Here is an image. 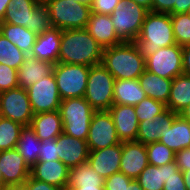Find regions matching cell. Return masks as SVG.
Listing matches in <instances>:
<instances>
[{
    "label": "cell",
    "instance_id": "obj_1",
    "mask_svg": "<svg viewBox=\"0 0 190 190\" xmlns=\"http://www.w3.org/2000/svg\"><path fill=\"white\" fill-rule=\"evenodd\" d=\"M103 50L85 29L61 30L58 62L91 67L102 63Z\"/></svg>",
    "mask_w": 190,
    "mask_h": 190
},
{
    "label": "cell",
    "instance_id": "obj_2",
    "mask_svg": "<svg viewBox=\"0 0 190 190\" xmlns=\"http://www.w3.org/2000/svg\"><path fill=\"white\" fill-rule=\"evenodd\" d=\"M102 64L115 80L138 79L146 70L145 57L134 42H123L105 48Z\"/></svg>",
    "mask_w": 190,
    "mask_h": 190
},
{
    "label": "cell",
    "instance_id": "obj_3",
    "mask_svg": "<svg viewBox=\"0 0 190 190\" xmlns=\"http://www.w3.org/2000/svg\"><path fill=\"white\" fill-rule=\"evenodd\" d=\"M134 43L144 57L156 52L159 48L176 44L171 15L149 11L144 19L139 36Z\"/></svg>",
    "mask_w": 190,
    "mask_h": 190
},
{
    "label": "cell",
    "instance_id": "obj_4",
    "mask_svg": "<svg viewBox=\"0 0 190 190\" xmlns=\"http://www.w3.org/2000/svg\"><path fill=\"white\" fill-rule=\"evenodd\" d=\"M2 23L23 26L36 35L52 27L46 5L35 0H11Z\"/></svg>",
    "mask_w": 190,
    "mask_h": 190
},
{
    "label": "cell",
    "instance_id": "obj_5",
    "mask_svg": "<svg viewBox=\"0 0 190 190\" xmlns=\"http://www.w3.org/2000/svg\"><path fill=\"white\" fill-rule=\"evenodd\" d=\"M94 110L84 97L61 100L59 112L63 123V133L87 140Z\"/></svg>",
    "mask_w": 190,
    "mask_h": 190
},
{
    "label": "cell",
    "instance_id": "obj_6",
    "mask_svg": "<svg viewBox=\"0 0 190 190\" xmlns=\"http://www.w3.org/2000/svg\"><path fill=\"white\" fill-rule=\"evenodd\" d=\"M115 79L113 75L100 63L90 67L87 88L84 98L96 110H109L114 104Z\"/></svg>",
    "mask_w": 190,
    "mask_h": 190
},
{
    "label": "cell",
    "instance_id": "obj_7",
    "mask_svg": "<svg viewBox=\"0 0 190 190\" xmlns=\"http://www.w3.org/2000/svg\"><path fill=\"white\" fill-rule=\"evenodd\" d=\"M149 11L133 0H121L110 17L118 37L123 42H134L139 36Z\"/></svg>",
    "mask_w": 190,
    "mask_h": 190
},
{
    "label": "cell",
    "instance_id": "obj_8",
    "mask_svg": "<svg viewBox=\"0 0 190 190\" xmlns=\"http://www.w3.org/2000/svg\"><path fill=\"white\" fill-rule=\"evenodd\" d=\"M49 11L52 27L59 30L85 29L91 14V7L68 0H47L44 3Z\"/></svg>",
    "mask_w": 190,
    "mask_h": 190
},
{
    "label": "cell",
    "instance_id": "obj_9",
    "mask_svg": "<svg viewBox=\"0 0 190 190\" xmlns=\"http://www.w3.org/2000/svg\"><path fill=\"white\" fill-rule=\"evenodd\" d=\"M90 66L56 63L53 74L61 100L84 97Z\"/></svg>",
    "mask_w": 190,
    "mask_h": 190
},
{
    "label": "cell",
    "instance_id": "obj_10",
    "mask_svg": "<svg viewBox=\"0 0 190 190\" xmlns=\"http://www.w3.org/2000/svg\"><path fill=\"white\" fill-rule=\"evenodd\" d=\"M0 114L22 126H30L34 113L27 91L18 86L0 92Z\"/></svg>",
    "mask_w": 190,
    "mask_h": 190
},
{
    "label": "cell",
    "instance_id": "obj_11",
    "mask_svg": "<svg viewBox=\"0 0 190 190\" xmlns=\"http://www.w3.org/2000/svg\"><path fill=\"white\" fill-rule=\"evenodd\" d=\"M146 70L167 79L183 74L182 46L174 44L159 48L145 57Z\"/></svg>",
    "mask_w": 190,
    "mask_h": 190
},
{
    "label": "cell",
    "instance_id": "obj_12",
    "mask_svg": "<svg viewBox=\"0 0 190 190\" xmlns=\"http://www.w3.org/2000/svg\"><path fill=\"white\" fill-rule=\"evenodd\" d=\"M89 151H96L121 143L108 110L95 111L86 140Z\"/></svg>",
    "mask_w": 190,
    "mask_h": 190
},
{
    "label": "cell",
    "instance_id": "obj_13",
    "mask_svg": "<svg viewBox=\"0 0 190 190\" xmlns=\"http://www.w3.org/2000/svg\"><path fill=\"white\" fill-rule=\"evenodd\" d=\"M26 91L34 114L59 110L61 97L53 73L32 84Z\"/></svg>",
    "mask_w": 190,
    "mask_h": 190
},
{
    "label": "cell",
    "instance_id": "obj_14",
    "mask_svg": "<svg viewBox=\"0 0 190 190\" xmlns=\"http://www.w3.org/2000/svg\"><path fill=\"white\" fill-rule=\"evenodd\" d=\"M0 168L4 186L24 184L30 176V167L16 149L0 151Z\"/></svg>",
    "mask_w": 190,
    "mask_h": 190
},
{
    "label": "cell",
    "instance_id": "obj_15",
    "mask_svg": "<svg viewBox=\"0 0 190 190\" xmlns=\"http://www.w3.org/2000/svg\"><path fill=\"white\" fill-rule=\"evenodd\" d=\"M148 164L145 144L138 141L122 142L120 172L136 179Z\"/></svg>",
    "mask_w": 190,
    "mask_h": 190
},
{
    "label": "cell",
    "instance_id": "obj_16",
    "mask_svg": "<svg viewBox=\"0 0 190 190\" xmlns=\"http://www.w3.org/2000/svg\"><path fill=\"white\" fill-rule=\"evenodd\" d=\"M58 145L59 159L69 168L72 169L80 164L87 162L89 148L86 140L78 139L61 133L56 138Z\"/></svg>",
    "mask_w": 190,
    "mask_h": 190
},
{
    "label": "cell",
    "instance_id": "obj_17",
    "mask_svg": "<svg viewBox=\"0 0 190 190\" xmlns=\"http://www.w3.org/2000/svg\"><path fill=\"white\" fill-rule=\"evenodd\" d=\"M122 142L96 151H89L88 164L104 179L120 172Z\"/></svg>",
    "mask_w": 190,
    "mask_h": 190
},
{
    "label": "cell",
    "instance_id": "obj_18",
    "mask_svg": "<svg viewBox=\"0 0 190 190\" xmlns=\"http://www.w3.org/2000/svg\"><path fill=\"white\" fill-rule=\"evenodd\" d=\"M108 111L120 141H136L139 122L134 106L113 104Z\"/></svg>",
    "mask_w": 190,
    "mask_h": 190
},
{
    "label": "cell",
    "instance_id": "obj_19",
    "mask_svg": "<svg viewBox=\"0 0 190 190\" xmlns=\"http://www.w3.org/2000/svg\"><path fill=\"white\" fill-rule=\"evenodd\" d=\"M30 176L66 190L69 182V168L61 160L37 161L30 168Z\"/></svg>",
    "mask_w": 190,
    "mask_h": 190
},
{
    "label": "cell",
    "instance_id": "obj_20",
    "mask_svg": "<svg viewBox=\"0 0 190 190\" xmlns=\"http://www.w3.org/2000/svg\"><path fill=\"white\" fill-rule=\"evenodd\" d=\"M85 30L104 49L123 43L114 29L110 15L91 12Z\"/></svg>",
    "mask_w": 190,
    "mask_h": 190
},
{
    "label": "cell",
    "instance_id": "obj_21",
    "mask_svg": "<svg viewBox=\"0 0 190 190\" xmlns=\"http://www.w3.org/2000/svg\"><path fill=\"white\" fill-rule=\"evenodd\" d=\"M178 114L166 108L158 114L152 121L143 120L138 125V135L136 141L145 145L153 142H158L161 136L173 124L175 117Z\"/></svg>",
    "mask_w": 190,
    "mask_h": 190
},
{
    "label": "cell",
    "instance_id": "obj_22",
    "mask_svg": "<svg viewBox=\"0 0 190 190\" xmlns=\"http://www.w3.org/2000/svg\"><path fill=\"white\" fill-rule=\"evenodd\" d=\"M60 45L61 30L56 27H51L42 34L37 35L30 56L55 65L58 63Z\"/></svg>",
    "mask_w": 190,
    "mask_h": 190
},
{
    "label": "cell",
    "instance_id": "obj_23",
    "mask_svg": "<svg viewBox=\"0 0 190 190\" xmlns=\"http://www.w3.org/2000/svg\"><path fill=\"white\" fill-rule=\"evenodd\" d=\"M54 64L38 60L30 55L25 57L23 64L17 70L19 87L27 90L32 84L53 73Z\"/></svg>",
    "mask_w": 190,
    "mask_h": 190
},
{
    "label": "cell",
    "instance_id": "obj_24",
    "mask_svg": "<svg viewBox=\"0 0 190 190\" xmlns=\"http://www.w3.org/2000/svg\"><path fill=\"white\" fill-rule=\"evenodd\" d=\"M30 127L41 141L56 139L63 133V123L59 110L34 114Z\"/></svg>",
    "mask_w": 190,
    "mask_h": 190
},
{
    "label": "cell",
    "instance_id": "obj_25",
    "mask_svg": "<svg viewBox=\"0 0 190 190\" xmlns=\"http://www.w3.org/2000/svg\"><path fill=\"white\" fill-rule=\"evenodd\" d=\"M179 171L175 161L159 167L148 164L136 181L143 190H163L164 182Z\"/></svg>",
    "mask_w": 190,
    "mask_h": 190
},
{
    "label": "cell",
    "instance_id": "obj_26",
    "mask_svg": "<svg viewBox=\"0 0 190 190\" xmlns=\"http://www.w3.org/2000/svg\"><path fill=\"white\" fill-rule=\"evenodd\" d=\"M160 143L165 144L175 153L190 147V122L179 114L175 117L173 124L160 137Z\"/></svg>",
    "mask_w": 190,
    "mask_h": 190
},
{
    "label": "cell",
    "instance_id": "obj_27",
    "mask_svg": "<svg viewBox=\"0 0 190 190\" xmlns=\"http://www.w3.org/2000/svg\"><path fill=\"white\" fill-rule=\"evenodd\" d=\"M142 90L147 97L163 102H168L172 79L159 77L158 75L145 70L138 78Z\"/></svg>",
    "mask_w": 190,
    "mask_h": 190
},
{
    "label": "cell",
    "instance_id": "obj_28",
    "mask_svg": "<svg viewBox=\"0 0 190 190\" xmlns=\"http://www.w3.org/2000/svg\"><path fill=\"white\" fill-rule=\"evenodd\" d=\"M146 97L138 79L115 80L114 104L135 106Z\"/></svg>",
    "mask_w": 190,
    "mask_h": 190
},
{
    "label": "cell",
    "instance_id": "obj_29",
    "mask_svg": "<svg viewBox=\"0 0 190 190\" xmlns=\"http://www.w3.org/2000/svg\"><path fill=\"white\" fill-rule=\"evenodd\" d=\"M190 104V75L181 74L172 79L166 108L179 114Z\"/></svg>",
    "mask_w": 190,
    "mask_h": 190
},
{
    "label": "cell",
    "instance_id": "obj_30",
    "mask_svg": "<svg viewBox=\"0 0 190 190\" xmlns=\"http://www.w3.org/2000/svg\"><path fill=\"white\" fill-rule=\"evenodd\" d=\"M0 33L27 56L31 54L37 37L33 31L19 25L0 23Z\"/></svg>",
    "mask_w": 190,
    "mask_h": 190
},
{
    "label": "cell",
    "instance_id": "obj_31",
    "mask_svg": "<svg viewBox=\"0 0 190 190\" xmlns=\"http://www.w3.org/2000/svg\"><path fill=\"white\" fill-rule=\"evenodd\" d=\"M41 142L30 126H24L21 129L19 141L15 149L30 168L38 161Z\"/></svg>",
    "mask_w": 190,
    "mask_h": 190
},
{
    "label": "cell",
    "instance_id": "obj_32",
    "mask_svg": "<svg viewBox=\"0 0 190 190\" xmlns=\"http://www.w3.org/2000/svg\"><path fill=\"white\" fill-rule=\"evenodd\" d=\"M79 186H104V178H102L88 162H85L69 169V182L67 187Z\"/></svg>",
    "mask_w": 190,
    "mask_h": 190
},
{
    "label": "cell",
    "instance_id": "obj_33",
    "mask_svg": "<svg viewBox=\"0 0 190 190\" xmlns=\"http://www.w3.org/2000/svg\"><path fill=\"white\" fill-rule=\"evenodd\" d=\"M23 127L10 119L0 118V151L16 148Z\"/></svg>",
    "mask_w": 190,
    "mask_h": 190
},
{
    "label": "cell",
    "instance_id": "obj_34",
    "mask_svg": "<svg viewBox=\"0 0 190 190\" xmlns=\"http://www.w3.org/2000/svg\"><path fill=\"white\" fill-rule=\"evenodd\" d=\"M27 55L0 33V63L19 69Z\"/></svg>",
    "mask_w": 190,
    "mask_h": 190
},
{
    "label": "cell",
    "instance_id": "obj_35",
    "mask_svg": "<svg viewBox=\"0 0 190 190\" xmlns=\"http://www.w3.org/2000/svg\"><path fill=\"white\" fill-rule=\"evenodd\" d=\"M146 151L148 163L153 166H163L175 160V152L159 141L147 144Z\"/></svg>",
    "mask_w": 190,
    "mask_h": 190
},
{
    "label": "cell",
    "instance_id": "obj_36",
    "mask_svg": "<svg viewBox=\"0 0 190 190\" xmlns=\"http://www.w3.org/2000/svg\"><path fill=\"white\" fill-rule=\"evenodd\" d=\"M172 29L176 44L186 46L190 44V15L188 13L171 15Z\"/></svg>",
    "mask_w": 190,
    "mask_h": 190
},
{
    "label": "cell",
    "instance_id": "obj_37",
    "mask_svg": "<svg viewBox=\"0 0 190 190\" xmlns=\"http://www.w3.org/2000/svg\"><path fill=\"white\" fill-rule=\"evenodd\" d=\"M138 122L152 121L158 114L166 109V105L158 100L146 97L134 106Z\"/></svg>",
    "mask_w": 190,
    "mask_h": 190
},
{
    "label": "cell",
    "instance_id": "obj_38",
    "mask_svg": "<svg viewBox=\"0 0 190 190\" xmlns=\"http://www.w3.org/2000/svg\"><path fill=\"white\" fill-rule=\"evenodd\" d=\"M18 86L17 69L0 63V92L7 91Z\"/></svg>",
    "mask_w": 190,
    "mask_h": 190
},
{
    "label": "cell",
    "instance_id": "obj_39",
    "mask_svg": "<svg viewBox=\"0 0 190 190\" xmlns=\"http://www.w3.org/2000/svg\"><path fill=\"white\" fill-rule=\"evenodd\" d=\"M57 152L58 145H56V139H48L46 141H42L40 145V154L38 161L60 160Z\"/></svg>",
    "mask_w": 190,
    "mask_h": 190
},
{
    "label": "cell",
    "instance_id": "obj_40",
    "mask_svg": "<svg viewBox=\"0 0 190 190\" xmlns=\"http://www.w3.org/2000/svg\"><path fill=\"white\" fill-rule=\"evenodd\" d=\"M132 180L122 172H117L104 179V188L105 190H124L125 185H128Z\"/></svg>",
    "mask_w": 190,
    "mask_h": 190
},
{
    "label": "cell",
    "instance_id": "obj_41",
    "mask_svg": "<svg viewBox=\"0 0 190 190\" xmlns=\"http://www.w3.org/2000/svg\"><path fill=\"white\" fill-rule=\"evenodd\" d=\"M119 1L121 0H94L91 6V12L111 15Z\"/></svg>",
    "mask_w": 190,
    "mask_h": 190
},
{
    "label": "cell",
    "instance_id": "obj_42",
    "mask_svg": "<svg viewBox=\"0 0 190 190\" xmlns=\"http://www.w3.org/2000/svg\"><path fill=\"white\" fill-rule=\"evenodd\" d=\"M163 190H187L182 172L179 171L176 174H173V176H170L164 182Z\"/></svg>",
    "mask_w": 190,
    "mask_h": 190
},
{
    "label": "cell",
    "instance_id": "obj_43",
    "mask_svg": "<svg viewBox=\"0 0 190 190\" xmlns=\"http://www.w3.org/2000/svg\"><path fill=\"white\" fill-rule=\"evenodd\" d=\"M177 0H152V12L174 15V4Z\"/></svg>",
    "mask_w": 190,
    "mask_h": 190
},
{
    "label": "cell",
    "instance_id": "obj_44",
    "mask_svg": "<svg viewBox=\"0 0 190 190\" xmlns=\"http://www.w3.org/2000/svg\"><path fill=\"white\" fill-rule=\"evenodd\" d=\"M175 163L180 171L190 169V147L184 148L175 153Z\"/></svg>",
    "mask_w": 190,
    "mask_h": 190
},
{
    "label": "cell",
    "instance_id": "obj_45",
    "mask_svg": "<svg viewBox=\"0 0 190 190\" xmlns=\"http://www.w3.org/2000/svg\"><path fill=\"white\" fill-rule=\"evenodd\" d=\"M25 184L29 187L30 190H63L44 181L36 180L31 176L28 177Z\"/></svg>",
    "mask_w": 190,
    "mask_h": 190
},
{
    "label": "cell",
    "instance_id": "obj_46",
    "mask_svg": "<svg viewBox=\"0 0 190 190\" xmlns=\"http://www.w3.org/2000/svg\"><path fill=\"white\" fill-rule=\"evenodd\" d=\"M183 74L190 75V44L182 47Z\"/></svg>",
    "mask_w": 190,
    "mask_h": 190
},
{
    "label": "cell",
    "instance_id": "obj_47",
    "mask_svg": "<svg viewBox=\"0 0 190 190\" xmlns=\"http://www.w3.org/2000/svg\"><path fill=\"white\" fill-rule=\"evenodd\" d=\"M190 8V0H177L174 4V14L187 13Z\"/></svg>",
    "mask_w": 190,
    "mask_h": 190
},
{
    "label": "cell",
    "instance_id": "obj_48",
    "mask_svg": "<svg viewBox=\"0 0 190 190\" xmlns=\"http://www.w3.org/2000/svg\"><path fill=\"white\" fill-rule=\"evenodd\" d=\"M11 0H0V23L4 20L6 10L9 8Z\"/></svg>",
    "mask_w": 190,
    "mask_h": 190
},
{
    "label": "cell",
    "instance_id": "obj_49",
    "mask_svg": "<svg viewBox=\"0 0 190 190\" xmlns=\"http://www.w3.org/2000/svg\"><path fill=\"white\" fill-rule=\"evenodd\" d=\"M66 190H105L104 186L67 187Z\"/></svg>",
    "mask_w": 190,
    "mask_h": 190
},
{
    "label": "cell",
    "instance_id": "obj_50",
    "mask_svg": "<svg viewBox=\"0 0 190 190\" xmlns=\"http://www.w3.org/2000/svg\"><path fill=\"white\" fill-rule=\"evenodd\" d=\"M133 1L137 3L138 5H141L148 11L152 12V0H133Z\"/></svg>",
    "mask_w": 190,
    "mask_h": 190
},
{
    "label": "cell",
    "instance_id": "obj_51",
    "mask_svg": "<svg viewBox=\"0 0 190 190\" xmlns=\"http://www.w3.org/2000/svg\"><path fill=\"white\" fill-rule=\"evenodd\" d=\"M1 190H30L29 187L24 183V184H19V185H12V186H5Z\"/></svg>",
    "mask_w": 190,
    "mask_h": 190
},
{
    "label": "cell",
    "instance_id": "obj_52",
    "mask_svg": "<svg viewBox=\"0 0 190 190\" xmlns=\"http://www.w3.org/2000/svg\"><path fill=\"white\" fill-rule=\"evenodd\" d=\"M124 190H143L136 179H133L128 185H125Z\"/></svg>",
    "mask_w": 190,
    "mask_h": 190
},
{
    "label": "cell",
    "instance_id": "obj_53",
    "mask_svg": "<svg viewBox=\"0 0 190 190\" xmlns=\"http://www.w3.org/2000/svg\"><path fill=\"white\" fill-rule=\"evenodd\" d=\"M186 185L187 190H190V169L186 171H181Z\"/></svg>",
    "mask_w": 190,
    "mask_h": 190
},
{
    "label": "cell",
    "instance_id": "obj_54",
    "mask_svg": "<svg viewBox=\"0 0 190 190\" xmlns=\"http://www.w3.org/2000/svg\"><path fill=\"white\" fill-rule=\"evenodd\" d=\"M179 115L184 118L185 120H188L190 122V104L186 106Z\"/></svg>",
    "mask_w": 190,
    "mask_h": 190
},
{
    "label": "cell",
    "instance_id": "obj_55",
    "mask_svg": "<svg viewBox=\"0 0 190 190\" xmlns=\"http://www.w3.org/2000/svg\"><path fill=\"white\" fill-rule=\"evenodd\" d=\"M71 3L75 4V3H82L88 6H92V4L94 3V0H68Z\"/></svg>",
    "mask_w": 190,
    "mask_h": 190
},
{
    "label": "cell",
    "instance_id": "obj_56",
    "mask_svg": "<svg viewBox=\"0 0 190 190\" xmlns=\"http://www.w3.org/2000/svg\"><path fill=\"white\" fill-rule=\"evenodd\" d=\"M5 186H4V179H3V175H2V172H1V168H0V190L3 189Z\"/></svg>",
    "mask_w": 190,
    "mask_h": 190
},
{
    "label": "cell",
    "instance_id": "obj_57",
    "mask_svg": "<svg viewBox=\"0 0 190 190\" xmlns=\"http://www.w3.org/2000/svg\"><path fill=\"white\" fill-rule=\"evenodd\" d=\"M35 1H37L40 4H44L47 0H35Z\"/></svg>",
    "mask_w": 190,
    "mask_h": 190
}]
</instances>
